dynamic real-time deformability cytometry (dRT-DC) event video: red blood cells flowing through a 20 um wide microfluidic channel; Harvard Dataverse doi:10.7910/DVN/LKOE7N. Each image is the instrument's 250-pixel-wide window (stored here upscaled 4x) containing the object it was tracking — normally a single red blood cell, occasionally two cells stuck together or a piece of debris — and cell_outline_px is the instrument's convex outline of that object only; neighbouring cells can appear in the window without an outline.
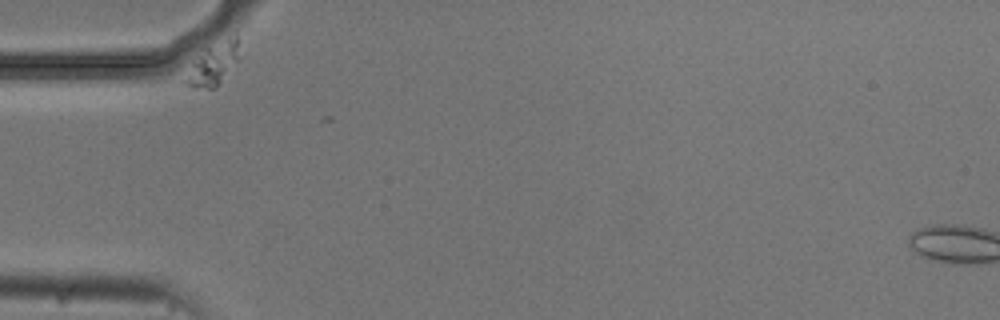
{"species": "common noctule bat (a hibernating species)", "species_latin": "Nyctalus noctula", "temperature_condition": "cold", "stored_images_in_passage": 7, "camera_frame_rate_fps": 3000, "um_per_image_px": 0.085, "animal": {"sex": "male", "body_mass_g": 20.5, "forearm_length_mm": 52.5}, "frame": {"image": 1, "passage_image": 1, "time_ms": 0.0, "image_size_px": [1000, 320], "cell_outline_px": [[240, 60], [220, 84], [216, 88], [188, 88], [184, 84], [184, 80], [192, 60], [204, 48], [236, 32], [240, 56]], "centroid_in_image_um": [18.15, 5.43], "position_along_channel_um": 66.9, "area_um2": 13.93}}
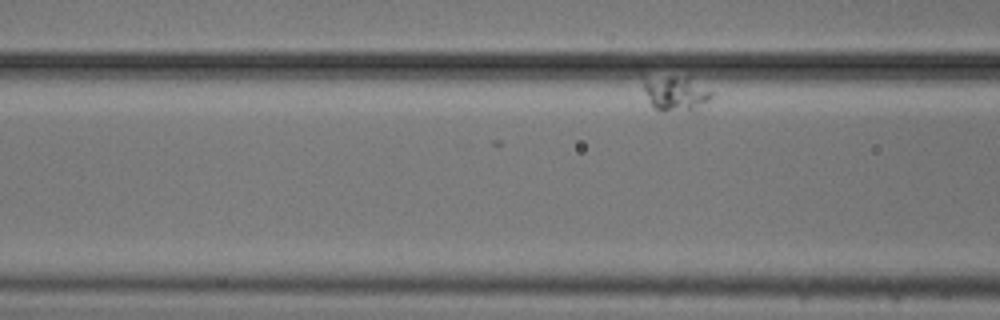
{"frame": {"image": 2, "passage_image": 7, "time_ms": 2.0, "image_size_px": [1000, 320], "cell_outline_px": [[712, 96], [696, 116], [664, 112], [656, 108], [648, 100], [640, 84], [688, 76], [712, 92]], "centroid_in_image_um": [57.59, 8.13], "position_along_channel_um": 109.0, "area_um2": 13.99}}